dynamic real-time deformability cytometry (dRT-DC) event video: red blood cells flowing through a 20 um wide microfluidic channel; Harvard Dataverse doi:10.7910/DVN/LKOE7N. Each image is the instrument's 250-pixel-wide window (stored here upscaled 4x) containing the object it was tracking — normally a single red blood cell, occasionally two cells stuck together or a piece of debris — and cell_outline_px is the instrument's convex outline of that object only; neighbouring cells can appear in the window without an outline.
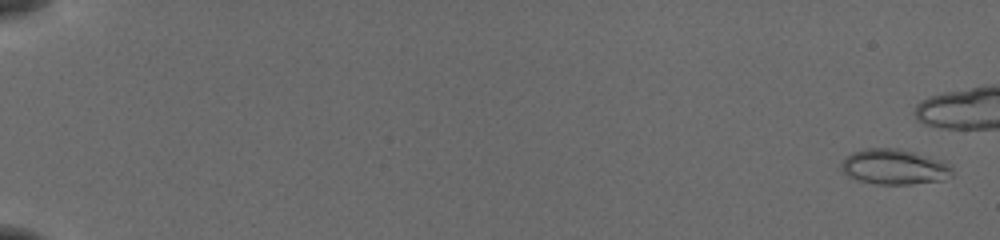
{"species": "common noctule bat (a hibernating species)", "species_latin": "Nyctalus noctula", "temperature_condition": "cold", "stored_images_in_passage": 46, "camera_frame_rate_fps": 3000, "um_per_image_px": 0.085, "animal": {"sex": "female", "body_mass_g": 19.5, "forearm_length_mm": 54.1}, "frame": {"image": 1, "passage_image": 2, "time_ms": 0.333, "image_size_px": [1000, 240], "cell_outline_px": [[952, 176], [940, 180], [908, 184], [876, 184], [856, 180], [848, 176], [840, 168], [840, 164], [852, 152], [868, 148], [896, 148], [944, 160], [952, 164]], "centroid_in_image_um": [76.03, 14.18], "position_along_channel_um": 9.0, "area_um2": 22.83}}
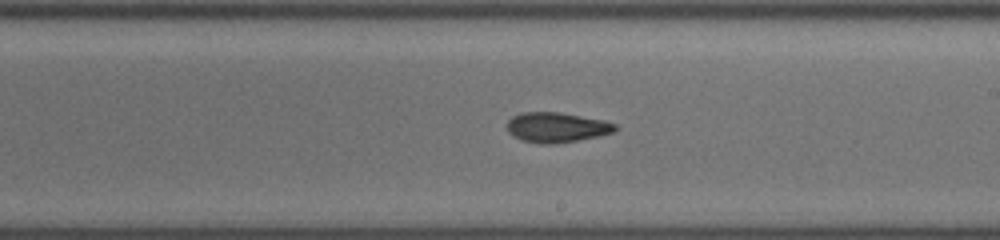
{"frame": {"image": 2, "passage_image": 35, "time_ms": 11.333, "image_size_px": [1000, 240], "cell_outline_px": [[620, 128], [612, 132], [596, 136], [576, 140], [548, 144], [544, 144], [524, 140], [512, 136], [508, 132], [508, 120], [512, 116], [520, 112], [560, 112], [604, 120], [616, 124]], "centroid_in_image_um": [47.31, 10.8], "position_along_channel_um": 241.7, "area_um2": 18.73}}
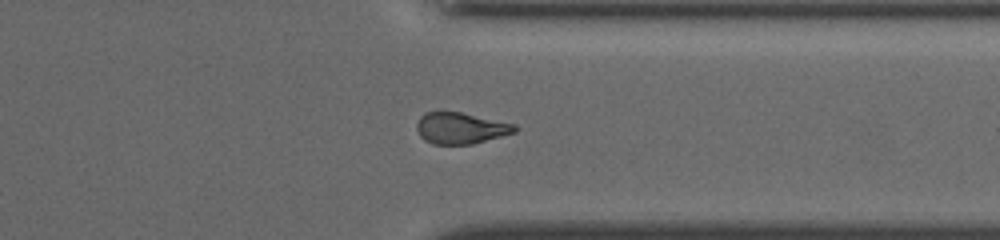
{"frame": {"image": 3, "passage_image": 45, "time_ms": 14.667, "image_size_px": [1000, 240], "cell_outline_px": [[516, 132], [472, 144], [432, 144], [424, 140], [420, 136], [416, 128], [416, 124], [420, 116], [424, 112], [460, 112], [516, 124]], "centroid_in_image_um": [39.13, 10.89], "position_along_channel_um": 372.3, "area_um2": 17.86}}